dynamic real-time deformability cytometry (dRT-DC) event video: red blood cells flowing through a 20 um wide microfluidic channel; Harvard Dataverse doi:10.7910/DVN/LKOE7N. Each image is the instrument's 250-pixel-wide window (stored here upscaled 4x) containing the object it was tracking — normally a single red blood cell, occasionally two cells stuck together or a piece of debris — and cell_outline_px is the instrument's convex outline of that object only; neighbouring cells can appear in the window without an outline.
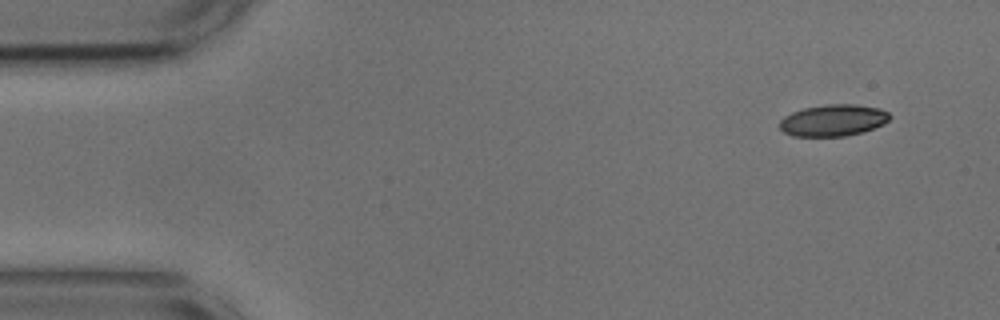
{"species": "common noctule bat (a hibernating species)", "species_latin": "Nyctalus noctula", "temperature_condition": "cold", "stored_images_in_passage": 4, "camera_frame_rate_fps": 3000, "um_per_image_px": 0.085, "animal": {"sex": "male", "body_mass_g": 17.9, "forearm_length_mm": 54.2}, "frame": {"image": 1, "passage_image": 1, "time_ms": 0.0, "image_size_px": [1000, 320], "cell_outline_px": [[892, 116], [884, 124], [860, 132], [844, 136], [792, 136], [784, 132], [780, 128], [780, 120], [784, 116], [792, 112], [804, 108], [828, 104], [852, 104], [880, 108], [888, 112]], "centroid_in_image_um": [70.81, 10.22], "position_along_channel_um": 14.2, "area_um2": 20.17}}
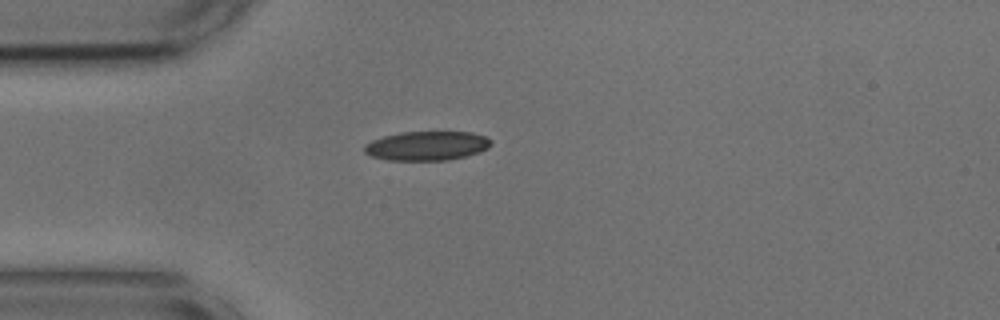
{"frame": {"image": 2, "passage_image": 4, "time_ms": 1.0, "image_size_px": [1000, 320], "cell_outline_px": [[492, 144], [488, 148], [480, 152], [448, 160], [388, 160], [372, 156], [364, 152], [364, 144], [372, 140], [384, 136], [400, 132], [472, 132], [484, 136], [492, 140]], "centroid_in_image_um": [36.29, 12.39], "position_along_channel_um": 48.7, "area_um2": 21.56}}